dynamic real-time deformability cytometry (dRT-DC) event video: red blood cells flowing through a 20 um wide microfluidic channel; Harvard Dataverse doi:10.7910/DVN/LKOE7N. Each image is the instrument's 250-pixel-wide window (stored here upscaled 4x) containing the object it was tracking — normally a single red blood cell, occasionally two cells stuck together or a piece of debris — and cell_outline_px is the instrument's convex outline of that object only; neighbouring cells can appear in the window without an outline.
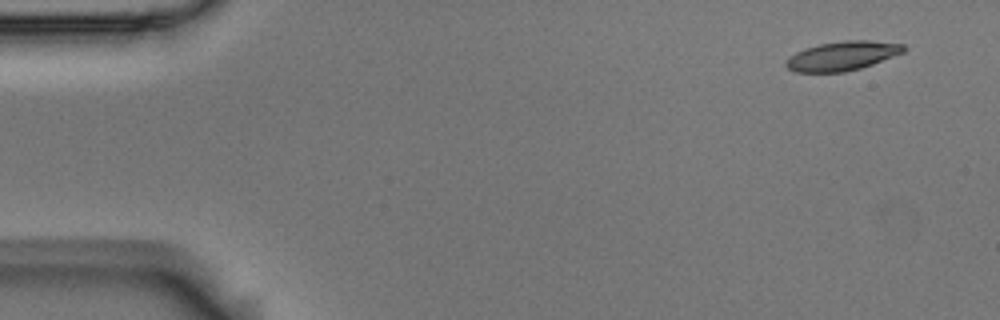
{"species": "Egyptian fruit bat (a non-hibernating species)", "species_latin": "Rousettus aegyptiacus", "temperature_condition": "room temperature", "stored_images_in_passage": 52, "camera_frame_rate_fps": 3000, "um_per_image_px": 0.085, "animal": {"sex": "male"}, "frame": {"image": 1, "passage_image": 1, "time_ms": 0.0, "image_size_px": [1000, 320], "cell_outline_px": [[908, 48], [904, 52], [872, 64], [860, 68], [844, 72], [796, 72], [788, 68], [784, 64], [784, 60], [788, 56], [804, 48], [820, 44], [844, 40], [868, 40], [904, 44]], "centroid_in_image_um": [71.57, 4.74], "position_along_channel_um": 13.4, "area_um2": 20.11}}
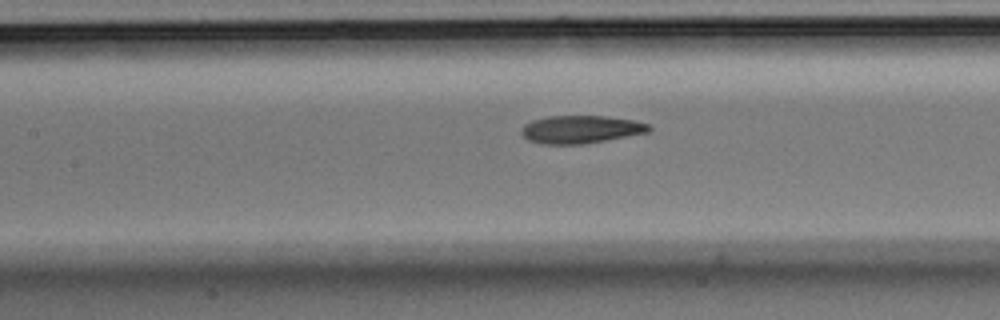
{"frame": {"image": 2, "passage_image": 22, "time_ms": 7.0, "image_size_px": [1000, 320], "cell_outline_px": [[652, 128], [648, 132], [584, 144], [540, 144], [528, 140], [520, 132], [520, 128], [524, 124], [532, 120], [548, 116], [604, 116], [636, 120], [648, 124]], "centroid_in_image_um": [49.33, 10.99], "position_along_channel_um": 158.1, "area_um2": 20.75}}
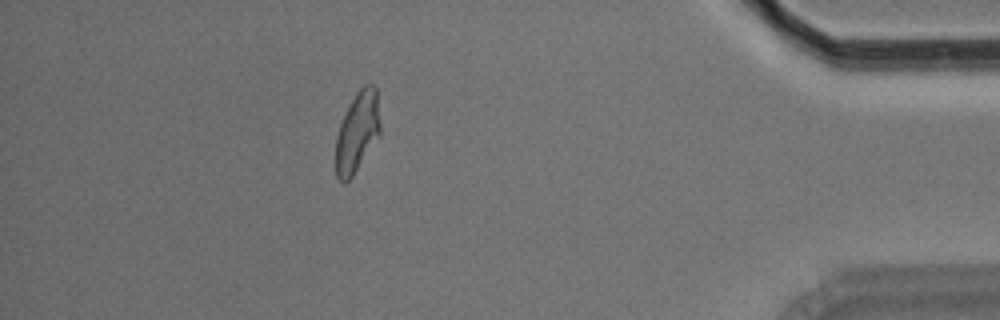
{"frame": {"image": 3, "passage_image": 46, "time_ms": 15.0, "image_size_px": [1000, 320], "cell_outline_px": [[380, 136], [352, 176], [344, 184], [336, 176], [336, 136], [340, 124], [356, 92], [364, 84], [372, 84], [376, 88], [380, 124]], "centroid_in_image_um": [30.38, 11.23], "position_along_channel_um": 404.8, "area_um2": 20.63}, "authors_computed_cell_mechanics": {"area_um2": 20.8947, "velocity_mm_per_s": 3.6646, "shape_relaxation_time_tau1_ms": 8.0049, "shape_relaxation_time_tau2_ms": 2.3395, "deformation_change_tau1": 0.2058, "deformation_change_tau2": 0.0998}}